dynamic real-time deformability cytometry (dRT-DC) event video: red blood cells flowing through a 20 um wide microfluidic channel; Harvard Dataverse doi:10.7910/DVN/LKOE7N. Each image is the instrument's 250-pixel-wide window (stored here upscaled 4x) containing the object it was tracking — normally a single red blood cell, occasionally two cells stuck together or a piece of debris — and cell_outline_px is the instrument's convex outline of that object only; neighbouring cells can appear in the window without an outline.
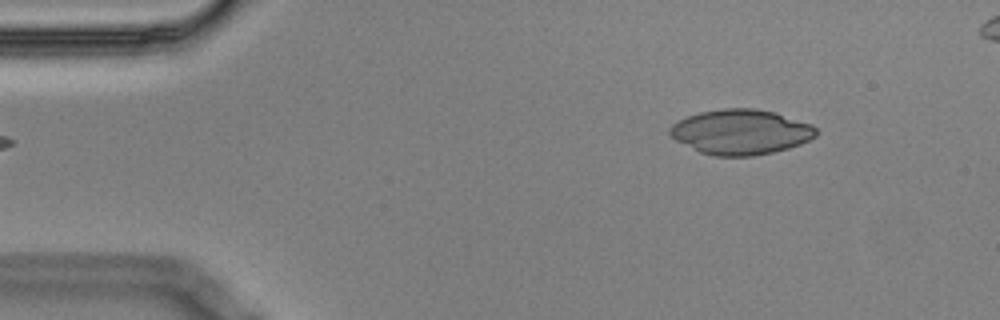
{"species": "Egyptian fruit bat (a non-hibernating species)", "species_latin": "Rousettus aegyptiacus", "temperature_condition": "cold", "stored_images_in_passage": 3, "camera_frame_rate_fps": 3000, "um_per_image_px": 0.085, "animal": {"sex": "male"}, "frame": {"image": 1, "passage_image": 3, "time_ms": 0.667, "image_size_px": [1000, 320], "cell_outline_px": [[816, 136], [800, 144], [788, 148], [772, 152], [752, 156], [712, 156], [700, 152], [668, 136], [668, 128], [672, 124], [688, 116], [700, 112], [724, 108], [756, 108], [772, 112], [812, 124], [816, 128]], "centroid_in_image_um": [62.93, 11.22], "position_along_channel_um": 22.1, "area_um2": 38.26}}